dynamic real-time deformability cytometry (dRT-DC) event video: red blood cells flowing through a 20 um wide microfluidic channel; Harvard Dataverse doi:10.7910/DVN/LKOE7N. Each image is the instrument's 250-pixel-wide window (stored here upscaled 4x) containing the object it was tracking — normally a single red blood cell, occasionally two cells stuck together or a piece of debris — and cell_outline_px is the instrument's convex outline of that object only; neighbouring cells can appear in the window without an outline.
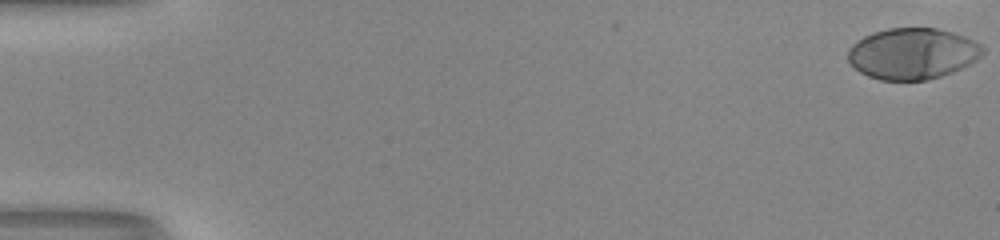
{"species": "human", "species_latin": "Homo sapiens", "temperature_condition": "room temperature", "stored_images_in_passage": 43, "camera_frame_rate_fps": 3000, "um_per_image_px": 0.085, "donor": {"sex": "male"}, "frame": {"image": 1, "passage_image": 1, "time_ms": 0.0, "image_size_px": [1000, 240], "cell_outline_px": [[984, 52], [976, 60], [952, 72], [940, 76], [924, 80], [880, 80], [868, 76], [860, 72], [848, 60], [848, 48], [856, 40], [872, 32], [888, 28], [936, 28], [952, 32], [964, 36], [980, 44], [984, 48]], "centroid_in_image_um": [77.54, 4.55], "position_along_channel_um": 7.5, "area_um2": 40.06}}
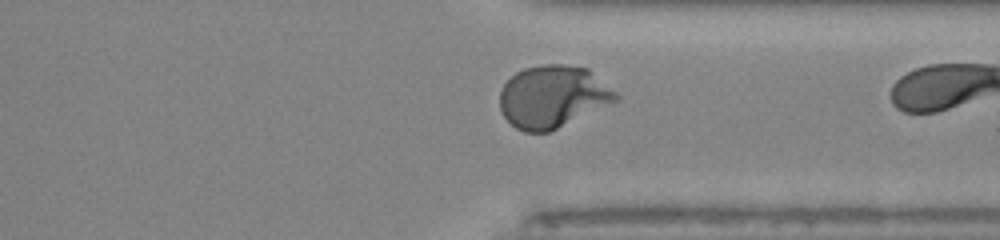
{"frame": {"image": 2, "passage_image": 42, "time_ms": 13.667, "image_size_px": [1000, 240], "cell_outline_px": [[620, 100], [548, 132], [524, 132], [516, 128], [504, 116], [500, 108], [500, 92], [504, 84], [516, 72], [524, 68], [544, 64], [564, 64], [588, 68], [616, 92], [620, 96]], "centroid_in_image_um": [47.0, 8.21], "position_along_channel_um": 364.4, "area_um2": 42.08}}